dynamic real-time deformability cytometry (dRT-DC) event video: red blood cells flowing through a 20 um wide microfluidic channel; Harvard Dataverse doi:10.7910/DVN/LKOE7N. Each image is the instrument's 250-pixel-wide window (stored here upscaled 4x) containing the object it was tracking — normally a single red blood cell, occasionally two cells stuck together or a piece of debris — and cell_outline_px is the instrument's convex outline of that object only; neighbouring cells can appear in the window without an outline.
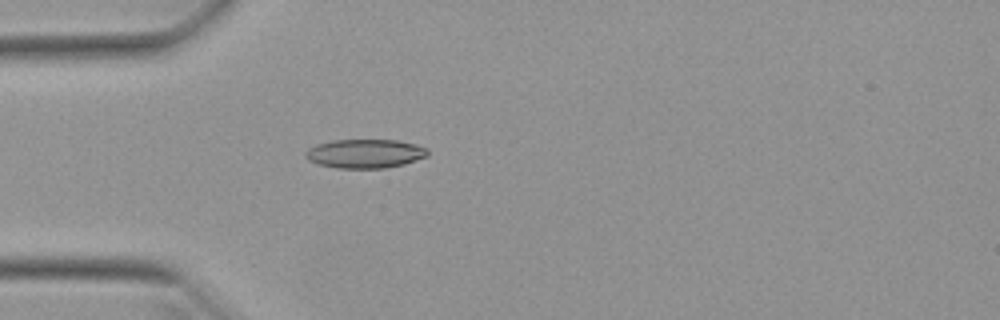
{"species": "Egyptian fruit bat (a non-hibernating species)", "species_latin": "Rousettus aegyptiacus", "temperature_condition": "warm", "stored_images_in_passage": 38, "camera_frame_rate_fps": 3000, "um_per_image_px": 0.085, "animal": {"sex": "female"}, "frame": {"image": 1, "passage_image": 2, "time_ms": 0.333, "image_size_px": [1000, 320], "cell_outline_px": [[428, 156], [404, 164], [384, 168], [336, 168], [320, 164], [308, 160], [304, 156], [304, 152], [308, 148], [316, 144], [332, 140], [396, 140], [416, 144], [428, 148]], "centroid_in_image_um": [31.02, 13.05], "position_along_channel_um": 54.0, "area_um2": 20.69}}
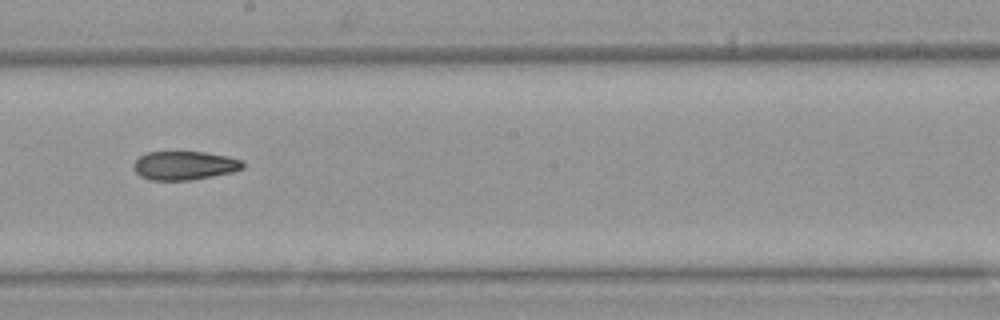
{"frame": {"image": 2, "passage_image": 16, "time_ms": 5.0, "image_size_px": [1000, 320], "cell_outline_px": [[244, 168], [232, 172], [192, 180], [152, 180], [140, 176], [136, 172], [132, 164], [140, 156], [148, 152], [204, 152], [228, 156], [244, 160]], "centroid_in_image_um": [15.7, 14.06], "position_along_channel_um": 232.5, "area_um2": 18.32}}
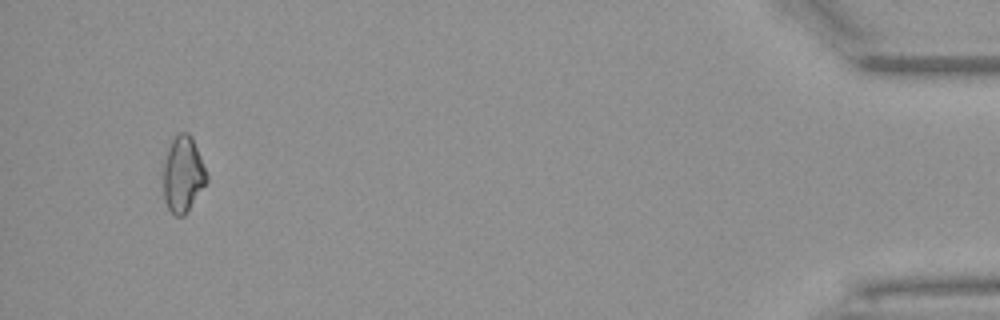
{"frame": {"image": 3, "passage_image": 36, "time_ms": 11.667, "image_size_px": [1000, 320], "cell_outline_px": [[208, 180], [184, 216], [176, 216], [168, 208], [164, 200], [164, 164], [168, 148], [172, 140], [180, 132], [188, 132], [192, 136], [208, 176]], "centroid_in_image_um": [15.56, 14.81], "position_along_channel_um": 419.6, "area_um2": 18.9}, "authors_computed_cell_mechanics": {"area_um2": 18.9295, "velocity_mm_per_s": 3.9823, "shape_relaxation_time_tau1_ms": null, "shape_relaxation_time_tau2_ms": 6.9846, "deformation_change_tau1": null, "deformation_change_tau2": 0.1464}}